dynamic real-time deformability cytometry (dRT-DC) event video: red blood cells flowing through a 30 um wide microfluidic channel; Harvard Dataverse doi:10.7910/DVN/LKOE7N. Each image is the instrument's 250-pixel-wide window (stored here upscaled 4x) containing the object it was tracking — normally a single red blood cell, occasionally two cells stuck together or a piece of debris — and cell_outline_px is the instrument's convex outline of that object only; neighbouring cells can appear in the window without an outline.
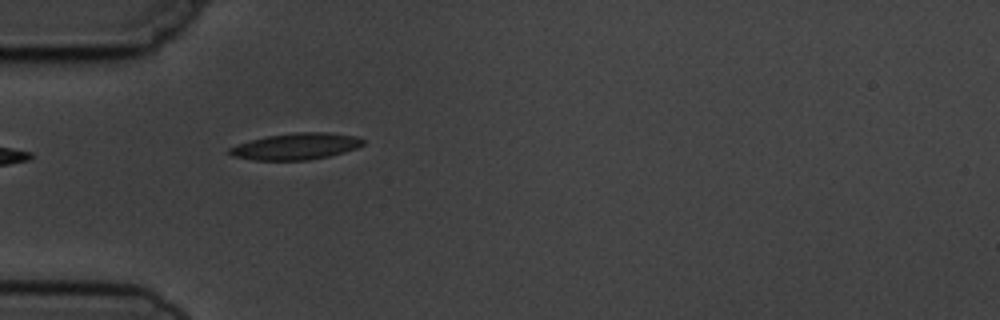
{"species": "common noctule bat (a hibernating species)", "species_latin": "Nyctalus noctula", "temperature_condition": "cold", "stored_images_in_passage": 6, "camera_frame_rate_fps": 3000, "um_per_image_px": 0.085, "animal": {"sex": "male", "body_mass_g": 19.5, "forearm_length_mm": 54.6}, "frame": {"image": 1, "passage_image": 5, "time_ms": 4.667, "image_size_px": [1000, 320], "cell_outline_px": [[364, 144], [356, 148], [344, 152], [328, 156], [308, 160], [252, 160], [232, 156], [228, 152], [228, 148], [236, 144], [268, 136], [296, 132], [328, 132], [360, 136], [364, 140]], "centroid_in_image_um": [25.17, 12.44], "position_along_channel_um": 59.8, "area_um2": 20.69}}
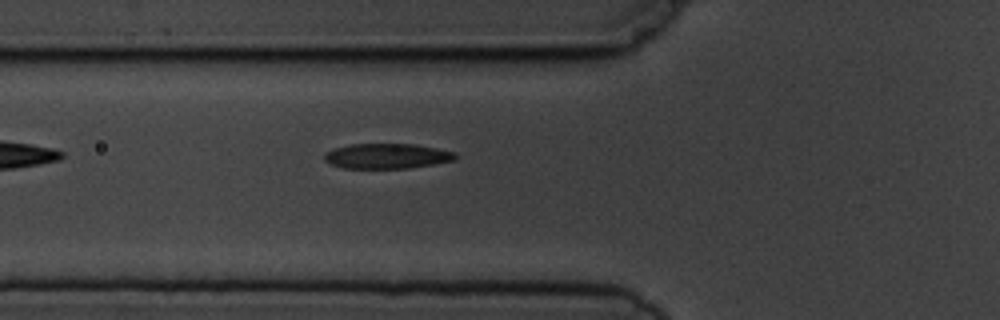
{"frame": {"image": 2, "passage_image": 6, "time_ms": 5.667, "image_size_px": [1000, 320], "cell_outline_px": [[456, 160], [408, 168], [344, 168], [328, 164], [324, 160], [324, 152], [348, 144], [416, 144], [456, 152]], "centroid_in_image_um": [32.86, 13.26], "position_along_channel_um": 92.9, "area_um2": 19.25}}